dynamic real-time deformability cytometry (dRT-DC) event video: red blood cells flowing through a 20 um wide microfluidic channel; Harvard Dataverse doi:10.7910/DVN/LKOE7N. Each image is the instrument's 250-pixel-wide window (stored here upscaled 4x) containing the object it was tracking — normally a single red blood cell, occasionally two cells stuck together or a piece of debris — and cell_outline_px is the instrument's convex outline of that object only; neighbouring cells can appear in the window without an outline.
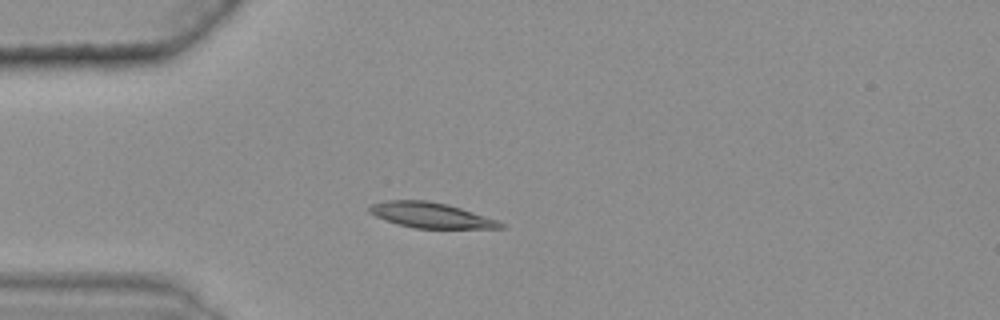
{"species": "common noctule bat (a hibernating species)", "species_latin": "Nyctalus noctula", "temperature_condition": "warm", "stored_images_in_passage": 44, "camera_frame_rate_fps": 3000, "um_per_image_px": 0.085, "animal": {"sex": "female", "body_mass_g": 25.1}, "frame": {"image": 1, "passage_image": 13, "time_ms": 4.0, "image_size_px": [1000, 320], "cell_outline_px": [[504, 228], [416, 228], [400, 224], [376, 216], [368, 212], [368, 208], [372, 204], [388, 200], [424, 200], [448, 204], [496, 220], [504, 224]], "centroid_in_image_um": [36.6, 18.28], "position_along_channel_um": 48.4, "area_um2": 18.9}}
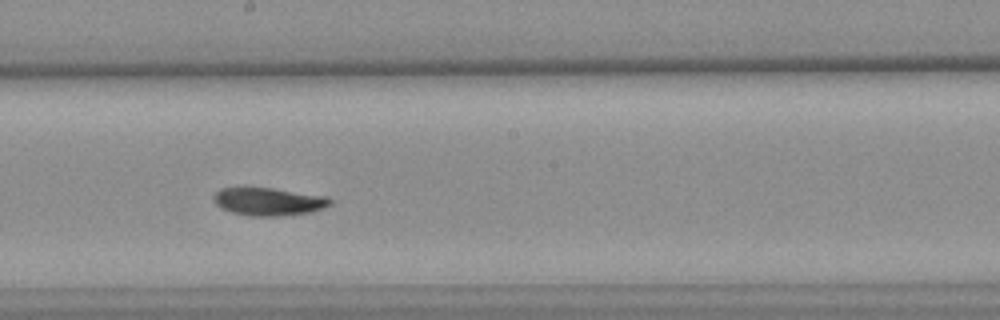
{"frame": {"image": 2, "passage_image": 29, "time_ms": 9.333, "image_size_px": [1000, 320], "cell_outline_px": [[332, 204], [324, 208], [308, 212], [280, 216], [248, 216], [232, 212], [220, 208], [212, 200], [212, 196], [220, 188], [272, 188], [328, 196], [332, 200]], "centroid_in_image_um": [22.82, 17.13], "position_along_channel_um": 225.4, "area_um2": 19.02}}
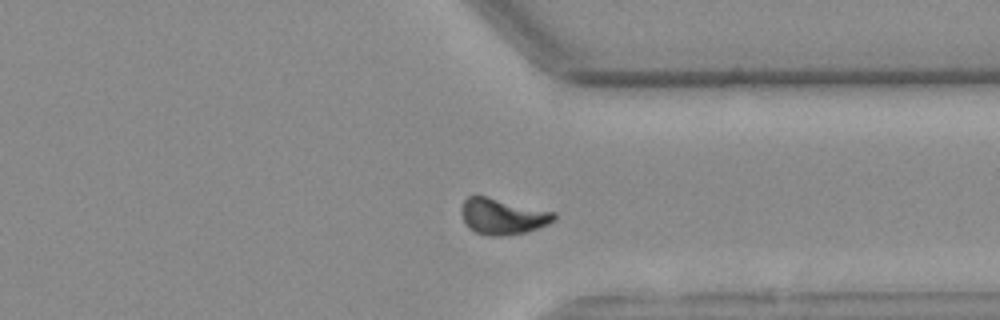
{"frame": {"image": 3, "passage_image": 41, "time_ms": 13.333, "image_size_px": [1000, 320], "cell_outline_px": [[556, 220], [548, 224], [524, 232], [500, 236], [488, 236], [476, 232], [468, 228], [464, 224], [460, 212], [460, 208], [464, 200], [468, 196], [484, 196], [556, 212]], "centroid_in_image_um": [42.68, 18.4], "position_along_channel_um": 368.7, "area_um2": 19.42}, "authors_computed_cell_mechanics": {"area_um2": 19.1318, "velocity_mm_per_s": 3.5939, "shape_relaxation_time_tau1_ms": 6.8398, "shape_relaxation_time_tau2_ms": 7.1305, "deformation_change_tau1": 0.173, "deformation_change_tau2": 0.1054}}